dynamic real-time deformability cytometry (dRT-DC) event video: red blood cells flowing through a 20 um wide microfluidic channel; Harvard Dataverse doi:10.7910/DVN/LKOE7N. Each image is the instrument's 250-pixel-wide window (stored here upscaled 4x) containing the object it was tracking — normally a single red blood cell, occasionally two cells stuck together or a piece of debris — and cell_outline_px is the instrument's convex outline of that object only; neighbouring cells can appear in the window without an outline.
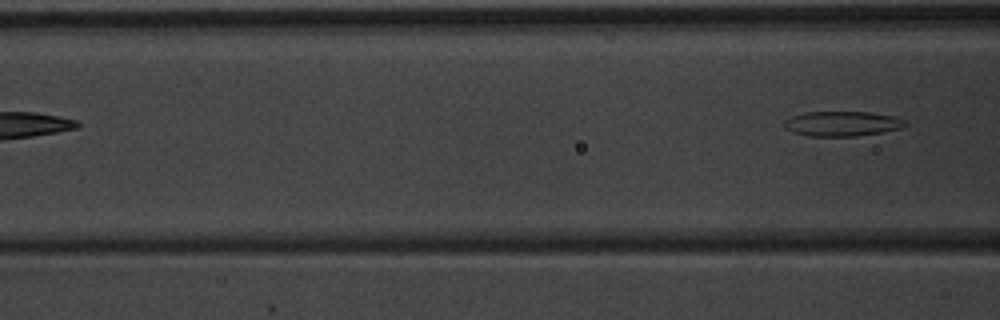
{"species": "common noctule bat (a hibernating species)", "species_latin": "Nyctalus noctula", "temperature_condition": "warm", "stored_images_in_passage": 6, "camera_frame_rate_fps": 3000, "um_per_image_px": 0.085, "animal": {"sex": "male", "body_mass_g": 20.1, "forearm_length_mm": 53.5}, "frame": {"image": 1, "passage_image": 6, "time_ms": 1.667, "image_size_px": [1000, 320], "cell_outline_px": [[908, 124], [900, 128], [880, 132], [856, 136], [808, 136], [792, 132], [784, 128], [784, 120], [792, 116], [808, 112], [872, 112], [892, 116], [904, 120]], "centroid_in_image_um": [71.55, 10.51], "position_along_channel_um": 95.1, "area_um2": 17.46}}